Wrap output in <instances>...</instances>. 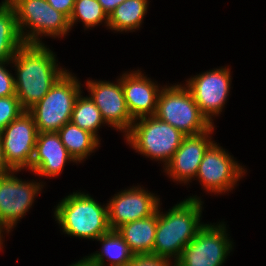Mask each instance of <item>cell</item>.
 <instances>
[{"instance_id": "cell-1", "label": "cell", "mask_w": 266, "mask_h": 266, "mask_svg": "<svg viewBox=\"0 0 266 266\" xmlns=\"http://www.w3.org/2000/svg\"><path fill=\"white\" fill-rule=\"evenodd\" d=\"M10 62L17 75L14 77L15 95L25 111L38 103L68 71L58 66L55 53L44 43H24Z\"/></svg>"}, {"instance_id": "cell-2", "label": "cell", "mask_w": 266, "mask_h": 266, "mask_svg": "<svg viewBox=\"0 0 266 266\" xmlns=\"http://www.w3.org/2000/svg\"><path fill=\"white\" fill-rule=\"evenodd\" d=\"M203 201L196 196H190L177 203L168 212L157 210V228L155 243L151 255L167 258L176 262L183 248L196 237L198 231L205 225L201 222Z\"/></svg>"}, {"instance_id": "cell-3", "label": "cell", "mask_w": 266, "mask_h": 266, "mask_svg": "<svg viewBox=\"0 0 266 266\" xmlns=\"http://www.w3.org/2000/svg\"><path fill=\"white\" fill-rule=\"evenodd\" d=\"M54 218L64 234L97 240L110 230L107 204H99L88 193L73 192L56 206Z\"/></svg>"}, {"instance_id": "cell-4", "label": "cell", "mask_w": 266, "mask_h": 266, "mask_svg": "<svg viewBox=\"0 0 266 266\" xmlns=\"http://www.w3.org/2000/svg\"><path fill=\"white\" fill-rule=\"evenodd\" d=\"M185 136L156 116H145L134 120L125 140L136 152L166 166Z\"/></svg>"}, {"instance_id": "cell-5", "label": "cell", "mask_w": 266, "mask_h": 266, "mask_svg": "<svg viewBox=\"0 0 266 266\" xmlns=\"http://www.w3.org/2000/svg\"><path fill=\"white\" fill-rule=\"evenodd\" d=\"M81 83L69 70L51 87L49 92L28 112L33 116L38 132H57L71 121Z\"/></svg>"}, {"instance_id": "cell-6", "label": "cell", "mask_w": 266, "mask_h": 266, "mask_svg": "<svg viewBox=\"0 0 266 266\" xmlns=\"http://www.w3.org/2000/svg\"><path fill=\"white\" fill-rule=\"evenodd\" d=\"M155 116L186 136L203 133L213 126L200 111L188 88L181 84L163 87Z\"/></svg>"}, {"instance_id": "cell-7", "label": "cell", "mask_w": 266, "mask_h": 266, "mask_svg": "<svg viewBox=\"0 0 266 266\" xmlns=\"http://www.w3.org/2000/svg\"><path fill=\"white\" fill-rule=\"evenodd\" d=\"M13 8L25 43L43 44L41 36L61 38L71 30L69 19L55 10L47 0H19Z\"/></svg>"}, {"instance_id": "cell-8", "label": "cell", "mask_w": 266, "mask_h": 266, "mask_svg": "<svg viewBox=\"0 0 266 266\" xmlns=\"http://www.w3.org/2000/svg\"><path fill=\"white\" fill-rule=\"evenodd\" d=\"M226 224L206 223L184 248L175 266H222L233 241L228 237Z\"/></svg>"}, {"instance_id": "cell-9", "label": "cell", "mask_w": 266, "mask_h": 266, "mask_svg": "<svg viewBox=\"0 0 266 266\" xmlns=\"http://www.w3.org/2000/svg\"><path fill=\"white\" fill-rule=\"evenodd\" d=\"M11 171L0 176V230L7 233L16 227L40 194L44 185L37 181H23ZM4 229V230H3Z\"/></svg>"}, {"instance_id": "cell-10", "label": "cell", "mask_w": 266, "mask_h": 266, "mask_svg": "<svg viewBox=\"0 0 266 266\" xmlns=\"http://www.w3.org/2000/svg\"><path fill=\"white\" fill-rule=\"evenodd\" d=\"M37 135L34 118L28 111L0 132L4 159L12 171L31 170Z\"/></svg>"}, {"instance_id": "cell-11", "label": "cell", "mask_w": 266, "mask_h": 266, "mask_svg": "<svg viewBox=\"0 0 266 266\" xmlns=\"http://www.w3.org/2000/svg\"><path fill=\"white\" fill-rule=\"evenodd\" d=\"M215 141L206 150L195 178L209 193L222 194L233 190L247 172Z\"/></svg>"}, {"instance_id": "cell-12", "label": "cell", "mask_w": 266, "mask_h": 266, "mask_svg": "<svg viewBox=\"0 0 266 266\" xmlns=\"http://www.w3.org/2000/svg\"><path fill=\"white\" fill-rule=\"evenodd\" d=\"M231 80L230 68L221 67L197 74L184 84L194 97L202 114L213 125L212 118L221 114L228 100Z\"/></svg>"}, {"instance_id": "cell-13", "label": "cell", "mask_w": 266, "mask_h": 266, "mask_svg": "<svg viewBox=\"0 0 266 266\" xmlns=\"http://www.w3.org/2000/svg\"><path fill=\"white\" fill-rule=\"evenodd\" d=\"M107 203L108 224L116 230L121 225L155 214L160 198L141 186L122 190L112 196Z\"/></svg>"}, {"instance_id": "cell-14", "label": "cell", "mask_w": 266, "mask_h": 266, "mask_svg": "<svg viewBox=\"0 0 266 266\" xmlns=\"http://www.w3.org/2000/svg\"><path fill=\"white\" fill-rule=\"evenodd\" d=\"M89 97L100 110L106 125L125 133L130 131L134 119L128 111L121 80L116 83L110 81L86 82Z\"/></svg>"}, {"instance_id": "cell-15", "label": "cell", "mask_w": 266, "mask_h": 266, "mask_svg": "<svg viewBox=\"0 0 266 266\" xmlns=\"http://www.w3.org/2000/svg\"><path fill=\"white\" fill-rule=\"evenodd\" d=\"M214 125L197 135H187L175 151L170 162L163 168L164 172L175 182L188 184L195 179L199 165L208 147L214 142L212 133ZM212 140V141H211Z\"/></svg>"}, {"instance_id": "cell-16", "label": "cell", "mask_w": 266, "mask_h": 266, "mask_svg": "<svg viewBox=\"0 0 266 266\" xmlns=\"http://www.w3.org/2000/svg\"><path fill=\"white\" fill-rule=\"evenodd\" d=\"M119 79L131 117L135 120L145 116H155L158 97L163 87L144 76L139 69L126 72Z\"/></svg>"}, {"instance_id": "cell-17", "label": "cell", "mask_w": 266, "mask_h": 266, "mask_svg": "<svg viewBox=\"0 0 266 266\" xmlns=\"http://www.w3.org/2000/svg\"><path fill=\"white\" fill-rule=\"evenodd\" d=\"M70 161L75 162L57 132H38L30 171L35 175L52 178L60 175L65 164Z\"/></svg>"}, {"instance_id": "cell-18", "label": "cell", "mask_w": 266, "mask_h": 266, "mask_svg": "<svg viewBox=\"0 0 266 266\" xmlns=\"http://www.w3.org/2000/svg\"><path fill=\"white\" fill-rule=\"evenodd\" d=\"M157 212L149 217L128 222L116 230L134 255H151L155 243Z\"/></svg>"}, {"instance_id": "cell-19", "label": "cell", "mask_w": 266, "mask_h": 266, "mask_svg": "<svg viewBox=\"0 0 266 266\" xmlns=\"http://www.w3.org/2000/svg\"><path fill=\"white\" fill-rule=\"evenodd\" d=\"M97 241L102 245L101 251L84 257L92 266H106L105 258L110 262L108 266H127L132 261L134 254L117 230L110 229Z\"/></svg>"}, {"instance_id": "cell-20", "label": "cell", "mask_w": 266, "mask_h": 266, "mask_svg": "<svg viewBox=\"0 0 266 266\" xmlns=\"http://www.w3.org/2000/svg\"><path fill=\"white\" fill-rule=\"evenodd\" d=\"M57 133L69 155L75 160V163H82L101 144L95 135L79 128L71 121L64 124Z\"/></svg>"}, {"instance_id": "cell-21", "label": "cell", "mask_w": 266, "mask_h": 266, "mask_svg": "<svg viewBox=\"0 0 266 266\" xmlns=\"http://www.w3.org/2000/svg\"><path fill=\"white\" fill-rule=\"evenodd\" d=\"M13 6L0 3V61H11L24 44Z\"/></svg>"}, {"instance_id": "cell-22", "label": "cell", "mask_w": 266, "mask_h": 266, "mask_svg": "<svg viewBox=\"0 0 266 266\" xmlns=\"http://www.w3.org/2000/svg\"><path fill=\"white\" fill-rule=\"evenodd\" d=\"M149 0H125L108 17V29L117 32L138 30L149 7Z\"/></svg>"}, {"instance_id": "cell-23", "label": "cell", "mask_w": 266, "mask_h": 266, "mask_svg": "<svg viewBox=\"0 0 266 266\" xmlns=\"http://www.w3.org/2000/svg\"><path fill=\"white\" fill-rule=\"evenodd\" d=\"M77 97L71 116V122L79 128L87 130L95 135L98 139V129L101 125L106 124L98 107L94 104L89 96L83 95Z\"/></svg>"}, {"instance_id": "cell-24", "label": "cell", "mask_w": 266, "mask_h": 266, "mask_svg": "<svg viewBox=\"0 0 266 266\" xmlns=\"http://www.w3.org/2000/svg\"><path fill=\"white\" fill-rule=\"evenodd\" d=\"M78 20L84 24L85 30L96 27L103 22L108 28V16L97 0H75L73 12L69 18L70 28Z\"/></svg>"}, {"instance_id": "cell-25", "label": "cell", "mask_w": 266, "mask_h": 266, "mask_svg": "<svg viewBox=\"0 0 266 266\" xmlns=\"http://www.w3.org/2000/svg\"><path fill=\"white\" fill-rule=\"evenodd\" d=\"M24 111L16 95L0 97V132Z\"/></svg>"}, {"instance_id": "cell-26", "label": "cell", "mask_w": 266, "mask_h": 266, "mask_svg": "<svg viewBox=\"0 0 266 266\" xmlns=\"http://www.w3.org/2000/svg\"><path fill=\"white\" fill-rule=\"evenodd\" d=\"M10 61H0V97L15 95L14 76L6 69Z\"/></svg>"}, {"instance_id": "cell-27", "label": "cell", "mask_w": 266, "mask_h": 266, "mask_svg": "<svg viewBox=\"0 0 266 266\" xmlns=\"http://www.w3.org/2000/svg\"><path fill=\"white\" fill-rule=\"evenodd\" d=\"M171 260L154 255H134L127 266H175Z\"/></svg>"}, {"instance_id": "cell-28", "label": "cell", "mask_w": 266, "mask_h": 266, "mask_svg": "<svg viewBox=\"0 0 266 266\" xmlns=\"http://www.w3.org/2000/svg\"><path fill=\"white\" fill-rule=\"evenodd\" d=\"M47 2L69 19L74 9L75 0H47Z\"/></svg>"}, {"instance_id": "cell-29", "label": "cell", "mask_w": 266, "mask_h": 266, "mask_svg": "<svg viewBox=\"0 0 266 266\" xmlns=\"http://www.w3.org/2000/svg\"><path fill=\"white\" fill-rule=\"evenodd\" d=\"M101 6L104 12L109 17L110 14L114 11V9L119 6L121 3H123L125 0H97Z\"/></svg>"}, {"instance_id": "cell-30", "label": "cell", "mask_w": 266, "mask_h": 266, "mask_svg": "<svg viewBox=\"0 0 266 266\" xmlns=\"http://www.w3.org/2000/svg\"><path fill=\"white\" fill-rule=\"evenodd\" d=\"M11 171L12 170L6 164V161L4 159L2 144H1V140H0V176H4L6 174H9Z\"/></svg>"}, {"instance_id": "cell-31", "label": "cell", "mask_w": 266, "mask_h": 266, "mask_svg": "<svg viewBox=\"0 0 266 266\" xmlns=\"http://www.w3.org/2000/svg\"><path fill=\"white\" fill-rule=\"evenodd\" d=\"M69 266H92L85 258L80 259L79 261L72 263Z\"/></svg>"}, {"instance_id": "cell-32", "label": "cell", "mask_w": 266, "mask_h": 266, "mask_svg": "<svg viewBox=\"0 0 266 266\" xmlns=\"http://www.w3.org/2000/svg\"><path fill=\"white\" fill-rule=\"evenodd\" d=\"M19 0H3L2 2L14 6Z\"/></svg>"}, {"instance_id": "cell-33", "label": "cell", "mask_w": 266, "mask_h": 266, "mask_svg": "<svg viewBox=\"0 0 266 266\" xmlns=\"http://www.w3.org/2000/svg\"><path fill=\"white\" fill-rule=\"evenodd\" d=\"M2 238H4V237H3L2 231L0 230V249L1 250L3 249L2 247H3V241H4Z\"/></svg>"}]
</instances>
